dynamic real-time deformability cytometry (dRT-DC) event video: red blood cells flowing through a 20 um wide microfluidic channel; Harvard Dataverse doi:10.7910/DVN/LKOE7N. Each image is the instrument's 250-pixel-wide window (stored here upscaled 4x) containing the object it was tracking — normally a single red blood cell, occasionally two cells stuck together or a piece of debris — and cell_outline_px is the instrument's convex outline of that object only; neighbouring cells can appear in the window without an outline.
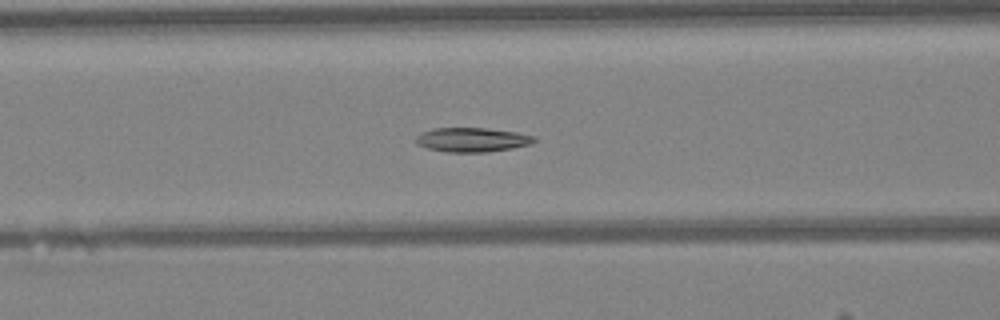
{"species": "Egyptian fruit bat (a non-hibernating species)", "species_latin": "Rousettus aegyptiacus", "temperature_condition": "warm", "stored_images_in_passage": 39, "camera_frame_rate_fps": 3000, "um_per_image_px": 0.085, "animal": {"sex": "female"}, "frame": {"image": 1, "passage_image": 11, "time_ms": 3.333, "image_size_px": [1000, 320], "cell_outline_px": [[536, 140], [532, 144], [512, 148], [488, 152], [448, 152], [428, 148], [416, 144], [416, 136], [424, 132], [436, 128], [484, 128], [516, 132], [536, 136]], "centroid_in_image_um": [40.17, 11.88], "position_along_channel_um": 126.4, "area_um2": 16.65}}
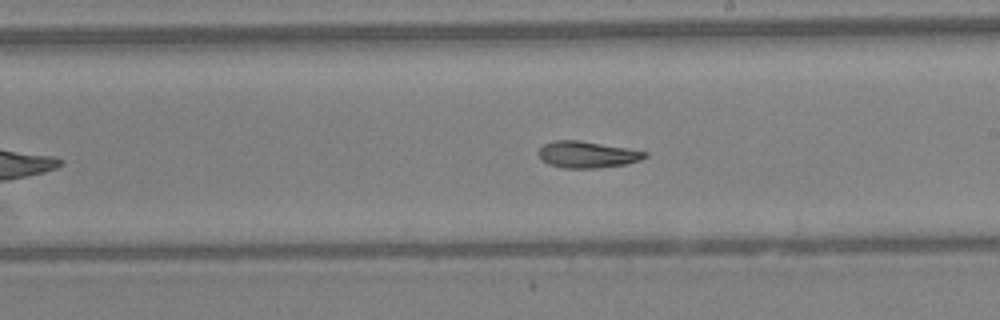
{"frame": {"image": 2, "passage_image": 19, "time_ms": 6.0, "image_size_px": [1000, 320], "cell_outline_px": [[648, 156], [640, 160], [624, 164], [600, 168], [564, 168], [548, 164], [540, 160], [536, 152], [544, 144], [552, 140], [580, 140], [628, 148], [648, 152]], "centroid_in_image_um": [49.87, 13.13], "position_along_channel_um": 239.1, "area_um2": 16.7}}
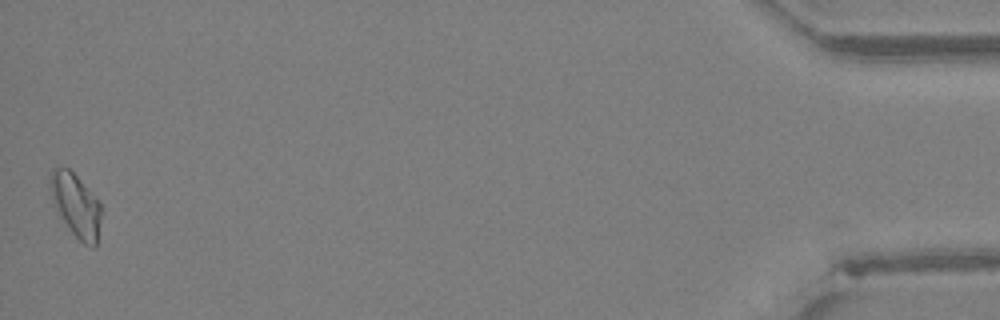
{"frame": {"image": 3, "passage_image": 39, "time_ms": 12.667, "image_size_px": [1000, 320], "cell_outline_px": [[100, 220], [96, 248], [92, 248], [84, 244], [72, 232], [60, 216], [52, 196], [48, 180], [52, 168], [68, 168], [76, 176], [100, 204]], "centroid_in_image_um": [6.44, 17.46], "position_along_channel_um": 428.8, "area_um2": 18.21}, "authors_computed_cell_mechanics": {"area_um2": 16.7042, "velocity_mm_per_s": 4.2474, "shape_relaxation_time_tau1_ms": 7.2284, "shape_relaxation_time_tau2_ms": 8.2389, "deformation_change_tau1": 0.1752, "deformation_change_tau2": 0.1377}}